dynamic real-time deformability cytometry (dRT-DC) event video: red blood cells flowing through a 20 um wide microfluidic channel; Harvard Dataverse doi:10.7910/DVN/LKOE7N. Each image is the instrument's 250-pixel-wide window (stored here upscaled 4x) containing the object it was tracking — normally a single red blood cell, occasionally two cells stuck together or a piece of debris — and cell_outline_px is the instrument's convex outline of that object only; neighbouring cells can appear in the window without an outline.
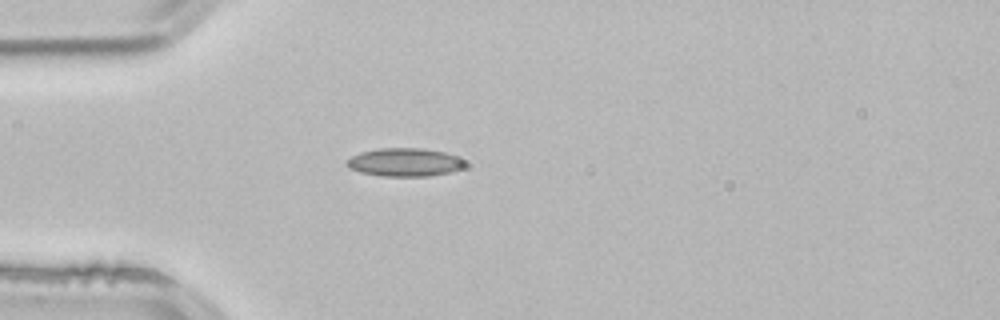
{"species": "common noctule bat (a hibernating species)", "species_latin": "Nyctalus noctula", "temperature_condition": "room temperature", "stored_images_in_passage": 4, "camera_frame_rate_fps": 3000, "um_per_image_px": 0.085, "animal": {"sex": "male", "body_mass_g": 21.5, "forearm_length_mm": 52.0}, "frame": {"image": 1, "passage_image": 4, "time_ms": 1.0, "image_size_px": [1000, 320], "cell_outline_px": [[464, 164], [460, 168], [448, 172], [428, 176], [380, 176], [360, 172], [348, 168], [344, 164], [344, 160], [360, 152], [380, 148], [424, 148], [444, 152], [456, 156]], "centroid_in_image_um": [34.28, 13.79], "position_along_channel_um": 50.7, "area_um2": 19.36}}